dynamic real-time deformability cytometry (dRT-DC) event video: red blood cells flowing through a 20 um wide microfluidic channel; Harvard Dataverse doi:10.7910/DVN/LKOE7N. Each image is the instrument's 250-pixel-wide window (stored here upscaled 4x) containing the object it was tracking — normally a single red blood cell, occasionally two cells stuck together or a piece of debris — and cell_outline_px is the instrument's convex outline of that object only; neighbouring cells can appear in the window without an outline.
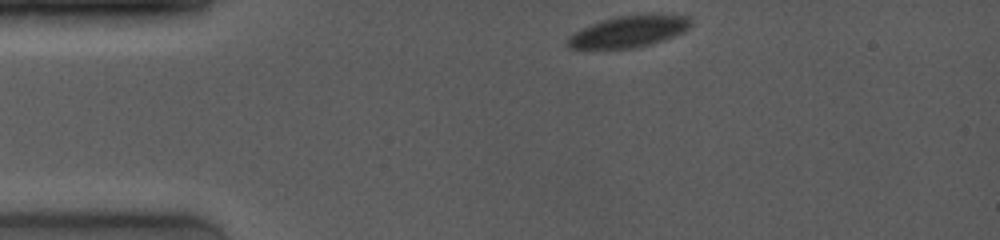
{"species": "common noctule bat (a hibernating species)", "species_latin": "Nyctalus noctula", "temperature_condition": "room temperature", "stored_images_in_passage": 6, "segment_of_instrument_passage": [1, 2], "camera_frame_rate_fps": 4000, "um_per_image_px": 0.085, "animal": {"sex": "female", "body_mass_g": 19.0, "forearm_length_mm": 53.3}, "frame": {"image": 1, "passage_image": 1, "time_ms": 0.0, "image_size_px": [1000, 240], "cell_outline_px": [[692, 24], [684, 32], [652, 44], [636, 48], [568, 48], [568, 36], [592, 24], [616, 16], [648, 12], [652, 12], [688, 16], [692, 20]], "centroid_in_image_um": [53.55, 2.64], "position_along_channel_um": 31.5, "area_um2": 22.89}}
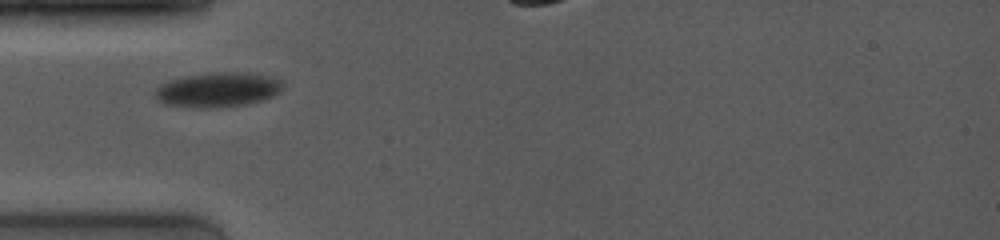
{"frame": {"image": 2, "passage_image": 4, "time_ms": 2.25, "image_size_px": [1000, 240], "cell_outline_px": [[280, 92], [264, 100], [248, 104], [216, 108], [196, 108], [164, 104], [156, 100], [156, 88], [172, 80], [184, 76], [216, 72], [244, 72], [268, 76], [280, 80]], "centroid_in_image_um": [18.5, 7.64], "position_along_channel_um": 66.5, "area_um2": 25.66}}